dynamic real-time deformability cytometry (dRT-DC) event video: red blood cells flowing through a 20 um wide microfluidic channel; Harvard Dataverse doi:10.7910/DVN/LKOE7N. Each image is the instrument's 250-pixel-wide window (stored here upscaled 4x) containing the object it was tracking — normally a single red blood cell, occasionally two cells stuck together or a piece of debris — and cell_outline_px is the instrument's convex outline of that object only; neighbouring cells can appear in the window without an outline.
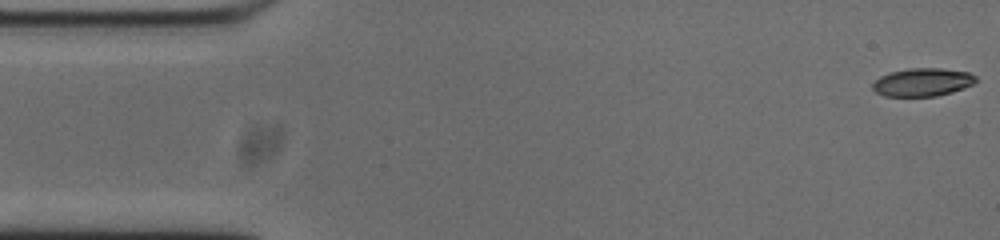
{"species": "common noctule bat (a hibernating species)", "species_latin": "Nyctalus noctula", "temperature_condition": "cold", "stored_images_in_passage": 53, "camera_frame_rate_fps": 3000, "um_per_image_px": 0.085, "animal": {"sex": "male", "body_mass_g": 20.0, "forearm_length_mm": 53.3}, "frame": {"image": 1, "passage_image": 1, "time_ms": 0.0, "image_size_px": [1000, 240], "cell_outline_px": [[976, 80], [972, 84], [964, 88], [952, 92], [936, 96], [884, 96], [876, 92], [872, 88], [872, 84], [880, 76], [892, 72], [912, 68], [940, 68], [968, 72], [976, 76]], "centroid_in_image_um": [78.41, 6.99], "position_along_channel_um": 6.6, "area_um2": 16.76}}
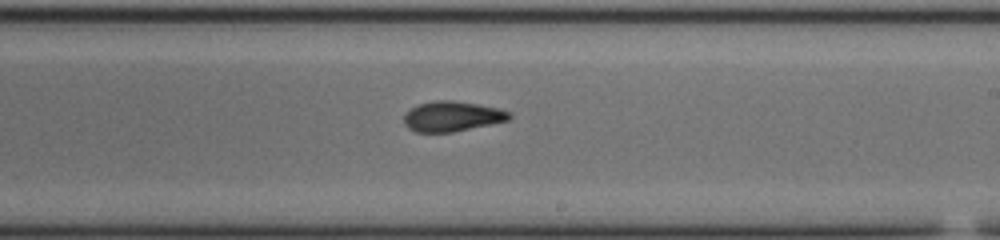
{"frame": {"image": 2, "passage_image": 30, "time_ms": 9.667, "image_size_px": [1000, 240], "cell_outline_px": [[512, 116], [508, 120], [452, 132], [416, 132], [408, 128], [404, 124], [404, 116], [416, 104], [436, 100], [452, 100], [476, 104], [496, 108], [512, 112]], "centroid_in_image_um": [38.41, 9.89], "position_along_channel_um": 250.6, "area_um2": 18.32}}
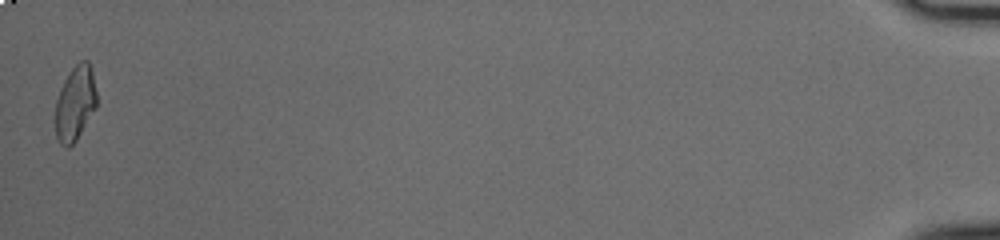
{"frame": {"image": 3, "passage_image": 53, "time_ms": 17.333, "image_size_px": [1000, 240], "cell_outline_px": [[96, 108], [76, 140], [68, 148], [64, 148], [60, 144], [56, 136], [56, 100], [60, 88], [68, 72], [80, 60], [88, 60], [92, 68], [96, 92]], "centroid_in_image_um": [6.39, 8.76], "position_along_channel_um": 428.8, "area_um2": 18.09}, "authors_computed_cell_mechanics": {"area_um2": 18.3226, "velocity_mm_per_s": 3.7415, "shape_relaxation_time_tau1_ms": 8.3017, "shape_relaxation_time_tau2_ms": 2.2897, "deformation_change_tau1": 0.2381, "deformation_change_tau2": 0.0863}}